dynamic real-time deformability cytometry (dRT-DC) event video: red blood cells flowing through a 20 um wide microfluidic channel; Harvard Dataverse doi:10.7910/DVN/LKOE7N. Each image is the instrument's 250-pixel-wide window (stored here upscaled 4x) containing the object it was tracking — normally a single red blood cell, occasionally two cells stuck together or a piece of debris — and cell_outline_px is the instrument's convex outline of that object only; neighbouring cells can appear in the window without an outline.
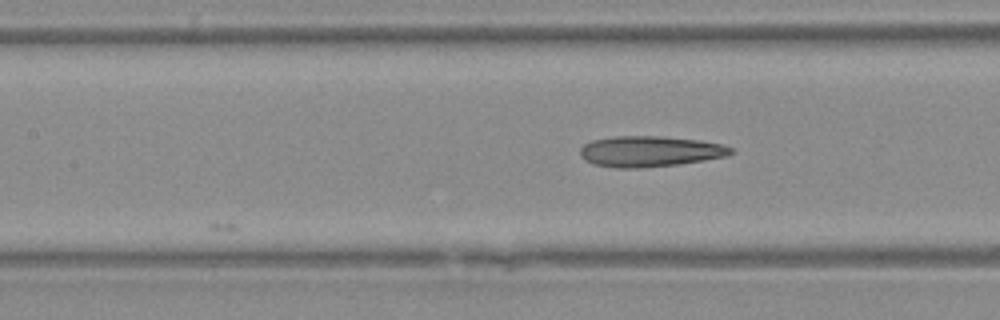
{"species": "Egyptian fruit bat (a non-hibernating species)", "species_latin": "Rousettus aegyptiacus", "temperature_condition": "warm", "stored_images_in_passage": 4, "camera_frame_rate_fps": 3000, "um_per_image_px": 0.085, "animal": {"sex": "female"}, "frame": {"image": 1, "passage_image": 4, "time_ms": 1.0, "image_size_px": [1000, 320], "cell_outline_px": [[732, 152], [724, 156], [704, 160], [680, 164], [640, 168], [616, 168], [592, 164], [584, 160], [580, 156], [580, 148], [584, 144], [592, 140], [616, 136], [660, 136], [696, 140], [720, 144], [732, 148]], "centroid_in_image_um": [55.16, 12.87], "position_along_channel_um": 152.2, "area_um2": 26.88}}